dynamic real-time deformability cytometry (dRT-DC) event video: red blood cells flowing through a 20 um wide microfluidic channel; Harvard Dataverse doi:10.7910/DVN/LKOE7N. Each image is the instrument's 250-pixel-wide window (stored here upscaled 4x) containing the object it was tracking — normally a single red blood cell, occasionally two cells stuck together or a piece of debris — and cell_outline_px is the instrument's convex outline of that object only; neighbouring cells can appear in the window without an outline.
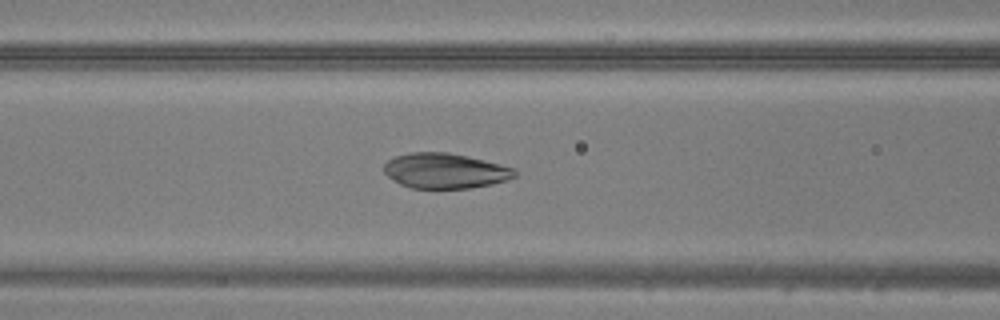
{"species": "common noctule bat (a hibernating species)", "species_latin": "Nyctalus noctula", "temperature_condition": "warm", "stored_images_in_passage": 46, "camera_frame_rate_fps": 3000, "um_per_image_px": 0.085, "animal": {"sex": "male", "body_mass_g": 20.5, "forearm_length_mm": 52.5}, "frame": {"image": 1, "passage_image": 19, "time_ms": 6.0, "image_size_px": [1000, 320], "cell_outline_px": [[520, 172], [516, 176], [508, 180], [492, 184], [468, 188], [412, 188], [400, 184], [388, 176], [384, 172], [384, 164], [388, 160], [396, 156], [412, 152], [448, 152], [468, 156], [516, 168]], "centroid_in_image_um": [37.88, 14.51], "position_along_channel_um": 128.7, "area_um2": 26.93}}
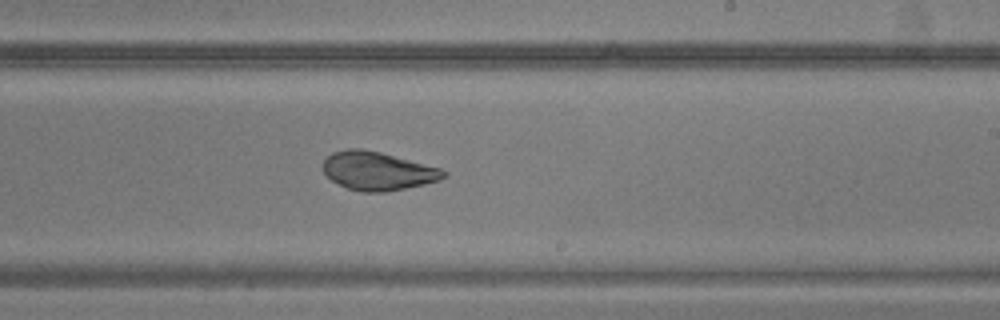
{"frame": {"image": 2, "passage_image": 28, "time_ms": 9.0, "image_size_px": [1000, 320], "cell_outline_px": [[448, 176], [440, 180], [424, 184], [384, 192], [364, 192], [348, 188], [332, 180], [320, 168], [324, 160], [332, 152], [348, 148], [360, 148], [380, 152], [440, 168], [448, 172]], "centroid_in_image_um": [32.1, 14.52], "position_along_channel_um": 256.9, "area_um2": 26.93}}
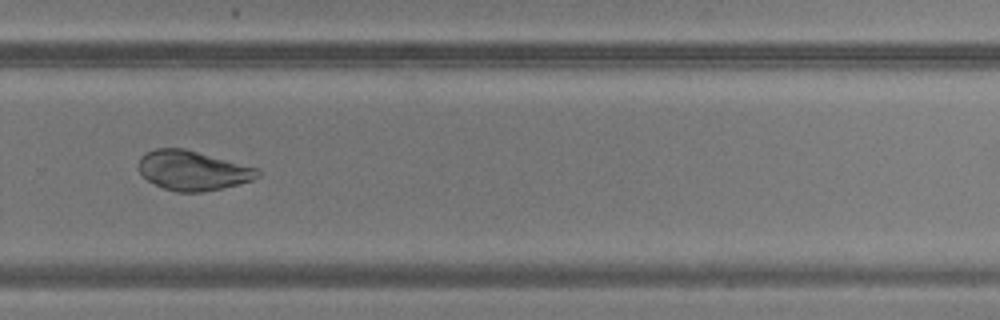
{"frame": {"image": 3, "passage_image": 32, "time_ms": 10.333, "image_size_px": [1000, 320], "cell_outline_px": [[260, 176], [252, 180], [220, 188], [200, 192], [176, 192], [164, 188], [148, 180], [140, 172], [140, 156], [156, 148], [184, 148], [256, 168], [260, 172]], "centroid_in_image_um": [16.37, 14.49], "position_along_channel_um": 313.4, "area_um2": 26.88}}